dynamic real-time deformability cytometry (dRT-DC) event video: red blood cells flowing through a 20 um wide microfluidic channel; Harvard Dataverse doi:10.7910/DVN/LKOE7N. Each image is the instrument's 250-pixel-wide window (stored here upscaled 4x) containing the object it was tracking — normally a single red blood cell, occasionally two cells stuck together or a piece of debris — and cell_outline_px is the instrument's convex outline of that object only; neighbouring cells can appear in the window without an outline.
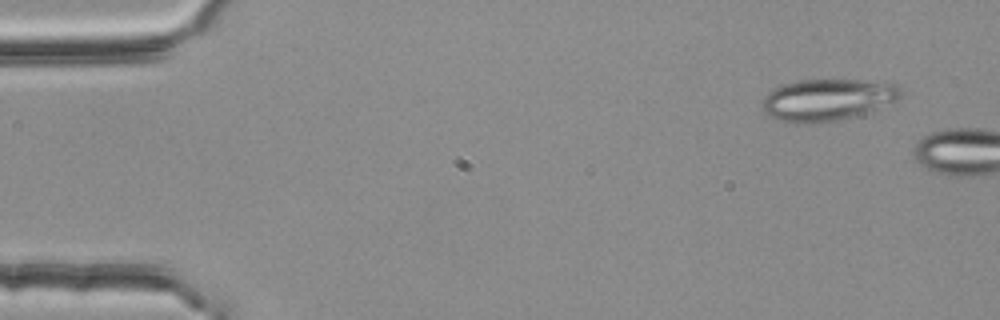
{"species": "common noctule bat (a hibernating species)", "species_latin": "Nyctalus noctula", "temperature_condition": "room temperature", "stored_images_in_passage": 2, "camera_frame_rate_fps": 3000, "um_per_image_px": 0.085, "animal": {"sex": "female", "body_mass_g": 25.1}, "frame": {"image": 1, "passage_image": 1, "time_ms": 0.0, "image_size_px": [1000, 320], "cell_outline_px": [[904, 92], [896, 100], [876, 108], [852, 116], [836, 120], [812, 124], [796, 124], [780, 120], [764, 112], [760, 100], [772, 88], [784, 84], [800, 80], [892, 80], [900, 84]], "centroid_in_image_um": [70.36, 8.45], "position_along_channel_um": 14.6, "area_um2": 34.16}}